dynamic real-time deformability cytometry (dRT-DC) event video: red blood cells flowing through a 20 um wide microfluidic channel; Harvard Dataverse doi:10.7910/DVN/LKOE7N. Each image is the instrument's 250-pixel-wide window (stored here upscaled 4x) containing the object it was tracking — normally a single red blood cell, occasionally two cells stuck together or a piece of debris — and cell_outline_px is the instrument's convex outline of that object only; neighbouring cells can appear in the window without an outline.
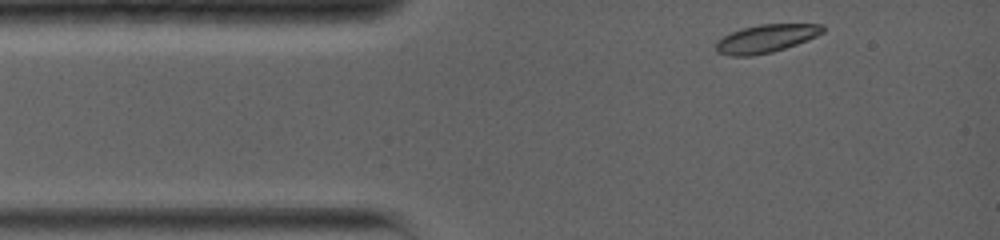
{"species": "common noctule bat (a hibernating species)", "species_latin": "Nyctalus noctula", "temperature_condition": "warm", "stored_images_in_passage": 38, "camera_frame_rate_fps": 5000, "um_per_image_px": 0.085, "animal": {"sex": "female", "body_mass_g": 19.0, "forearm_length_mm": 56.7}, "frame": {"image": 1, "passage_image": 1, "time_ms": 0.0, "image_size_px": [1000, 240], "cell_outline_px": [[824, 32], [808, 40], [772, 52], [752, 56], [728, 56], [716, 52], [716, 40], [732, 32], [744, 28], [760, 24], [824, 24]], "centroid_in_image_um": [65.1, 3.28], "position_along_channel_um": 19.9, "area_um2": 17.46}}
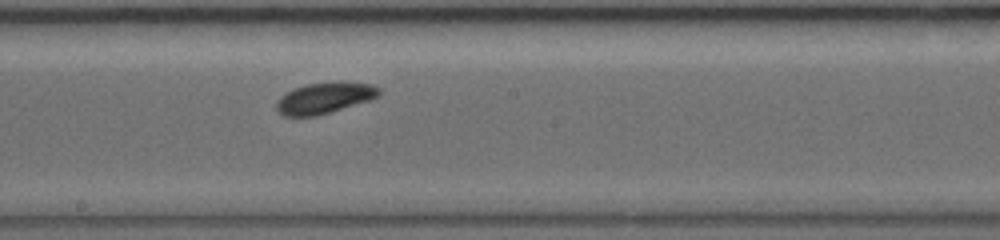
{"frame": {"image": 2, "passage_image": 22, "time_ms": 6.2, "image_size_px": [1000, 240], "cell_outline_px": [[380, 96], [368, 100], [316, 116], [284, 116], [276, 108], [276, 100], [284, 92], [308, 84], [336, 80], [344, 80], [372, 84], [380, 88]], "centroid_in_image_um": [27.59, 8.29], "position_along_channel_um": 220.6, "area_um2": 18.79}}
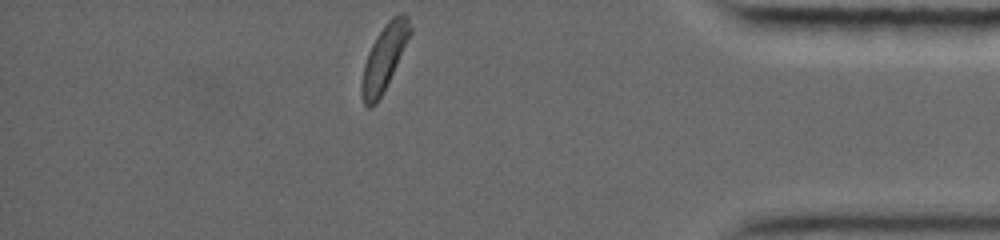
{"frame": {"image": 3, "passage_image": 38, "time_ms": 11.8, "image_size_px": [1000, 240], "cell_outline_px": [[412, 32], [376, 104], [368, 108], [364, 104], [360, 92], [360, 84], [364, 64], [368, 52], [376, 36], [388, 20], [392, 16], [400, 12], [404, 12], [408, 16], [412, 28]], "centroid_in_image_um": [32.64, 4.86], "position_along_channel_um": 402.6, "area_um2": 18.21}, "authors_computed_cell_mechanics": {"area_um2": 18.2648, "velocity_mm_per_s": 3.841, "shape_relaxation_time_tau1_ms": 1.3403, "shape_relaxation_time_tau2_ms": 5.1923, "deformation_change_tau1": 0.0784, "deformation_change_tau2": 0.0963}}